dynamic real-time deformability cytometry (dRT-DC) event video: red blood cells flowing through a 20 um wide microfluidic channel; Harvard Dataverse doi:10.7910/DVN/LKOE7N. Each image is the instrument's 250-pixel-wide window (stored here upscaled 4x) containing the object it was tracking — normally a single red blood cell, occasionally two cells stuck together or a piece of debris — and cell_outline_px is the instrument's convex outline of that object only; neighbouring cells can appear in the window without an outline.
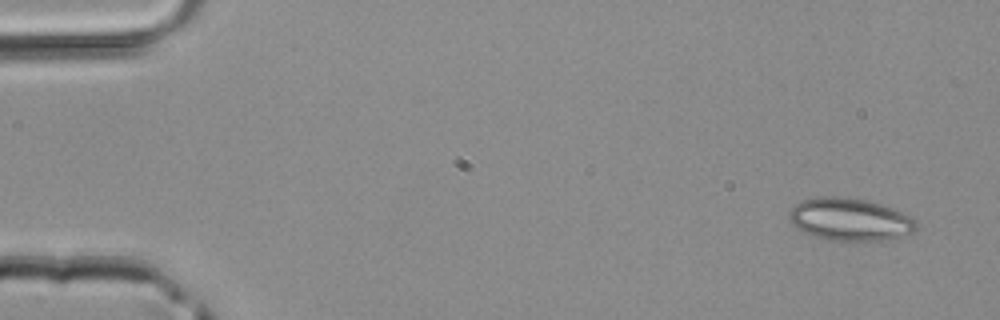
{"species": "common noctule bat (a hibernating species)", "species_latin": "Nyctalus noctula", "temperature_condition": "room temperature", "stored_images_in_passage": 5, "segment_of_instrument_passage": [2, 2], "camera_frame_rate_fps": 3000, "um_per_image_px": 0.085, "animal": {"sex": "male", "body_mass_g": 20.4}, "frame": {"image": 1, "passage_image": 5, "time_ms": 1.333, "image_size_px": [1000, 320], "cell_outline_px": [[916, 228], [912, 232], [880, 240], [852, 244], [848, 244], [828, 240], [812, 236], [800, 232], [788, 220], [788, 212], [800, 200], [820, 196], [844, 196], [864, 200], [880, 204], [892, 208], [912, 216], [916, 220]], "centroid_in_image_um": [72.16, 18.68], "position_along_channel_um": 12.8, "area_um2": 32.37}}